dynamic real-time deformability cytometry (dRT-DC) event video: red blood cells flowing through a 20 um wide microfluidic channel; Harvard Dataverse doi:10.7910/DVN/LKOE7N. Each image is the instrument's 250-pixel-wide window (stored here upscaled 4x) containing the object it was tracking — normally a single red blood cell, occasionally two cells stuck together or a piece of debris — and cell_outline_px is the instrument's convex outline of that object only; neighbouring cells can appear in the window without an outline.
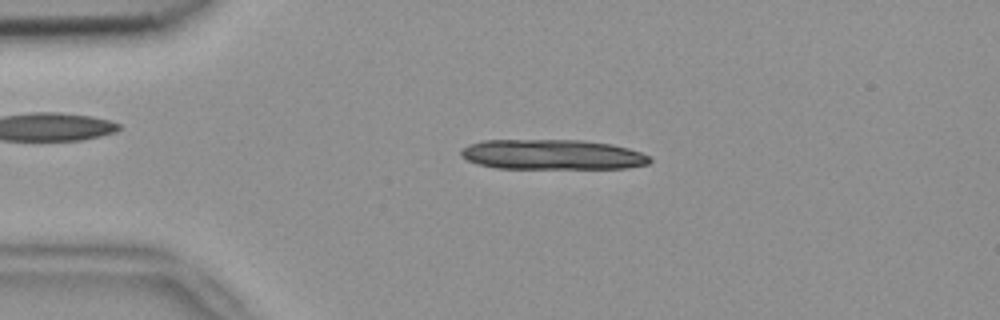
{"species": "common noctule bat (a hibernating species)", "species_latin": "Nyctalus noctula", "temperature_condition": "room temperature", "stored_images_in_passage": 4, "camera_frame_rate_fps": 3000, "um_per_image_px": 0.085, "animal": {"sex": "female", "body_mass_g": 18.4}, "frame": {"image": 1, "passage_image": 3, "time_ms": 0.667, "image_size_px": [1000, 320], "cell_outline_px": [[652, 160], [648, 164], [628, 168], [496, 168], [476, 164], [460, 156], [460, 148], [468, 144], [484, 140], [584, 140], [612, 144], [628, 148], [640, 152], [648, 156]], "centroid_in_image_um": [46.91, 13.13], "position_along_channel_um": 38.1, "area_um2": 33.29}}